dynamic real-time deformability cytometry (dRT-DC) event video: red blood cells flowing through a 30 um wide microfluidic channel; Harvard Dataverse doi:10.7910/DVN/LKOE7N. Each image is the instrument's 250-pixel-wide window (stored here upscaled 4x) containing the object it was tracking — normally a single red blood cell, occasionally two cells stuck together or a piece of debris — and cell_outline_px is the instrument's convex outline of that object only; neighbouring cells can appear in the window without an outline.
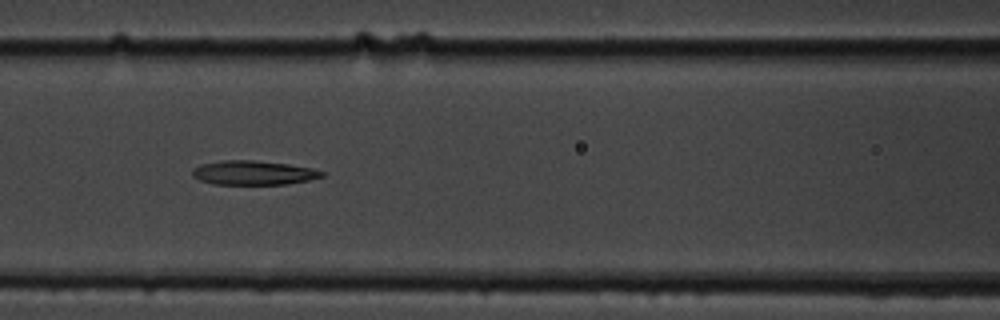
{"species": "common noctule bat (a hibernating species)", "species_latin": "Nyctalus noctula", "temperature_condition": "cold", "stored_images_in_passage": 10, "camera_frame_rate_fps": 3000, "um_per_image_px": 0.085, "animal": {"sex": "male", "body_mass_g": 19.5, "forearm_length_mm": 54.6}, "frame": {"image": 1, "passage_image": 7, "time_ms": 6.667, "image_size_px": [1000, 320], "cell_outline_px": [[324, 176], [308, 180], [288, 184], [216, 184], [200, 180], [192, 176], [192, 168], [200, 164], [224, 160], [256, 160], [288, 164], [312, 168], [324, 172]], "centroid_in_image_um": [21.53, 14.68], "position_along_channel_um": 145.1, "area_um2": 18.26}}
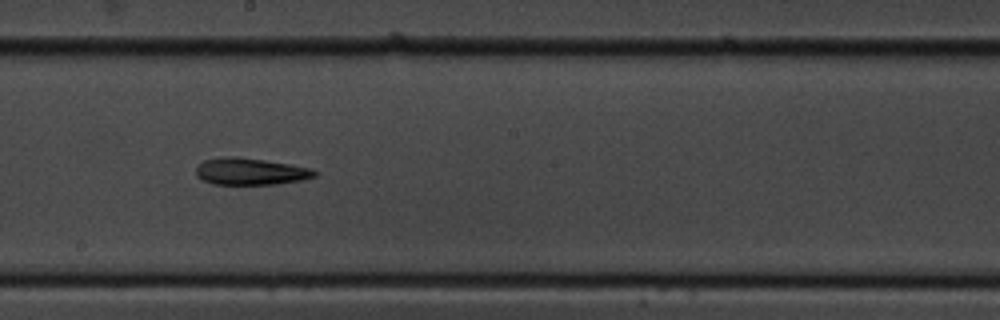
{"frame": {"image": 2, "passage_image": 9, "time_ms": 9.0, "image_size_px": [1000, 320], "cell_outline_px": [[320, 172], [316, 176], [300, 180], [276, 184], [212, 184], [200, 180], [196, 176], [196, 168], [204, 160], [220, 156], [236, 156], [264, 160], [312, 168]], "centroid_in_image_um": [21.27, 14.57], "position_along_channel_um": 226.9, "area_um2": 18.73}}
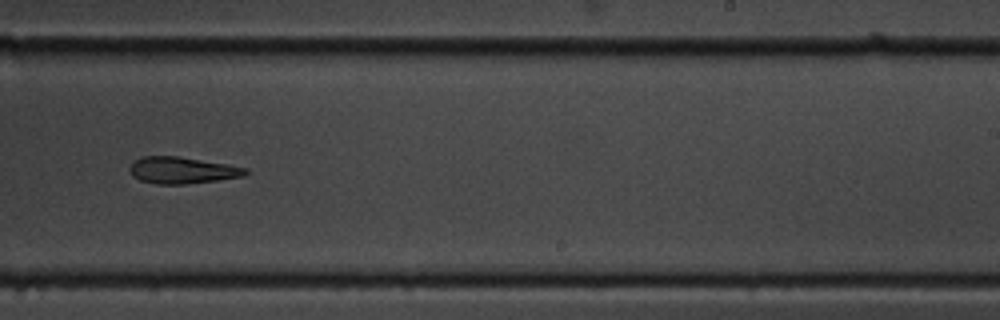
{"frame": {"image": 3, "passage_image": 10, "time_ms": 10.333, "image_size_px": [1000, 320], "cell_outline_px": [[248, 172], [244, 176], [216, 180], [184, 184], [156, 184], [140, 180], [132, 176], [128, 168], [132, 160], [140, 156], [180, 156], [228, 164], [248, 168]], "centroid_in_image_um": [15.44, 14.46], "position_along_channel_um": 273.6, "area_um2": 18.21}}